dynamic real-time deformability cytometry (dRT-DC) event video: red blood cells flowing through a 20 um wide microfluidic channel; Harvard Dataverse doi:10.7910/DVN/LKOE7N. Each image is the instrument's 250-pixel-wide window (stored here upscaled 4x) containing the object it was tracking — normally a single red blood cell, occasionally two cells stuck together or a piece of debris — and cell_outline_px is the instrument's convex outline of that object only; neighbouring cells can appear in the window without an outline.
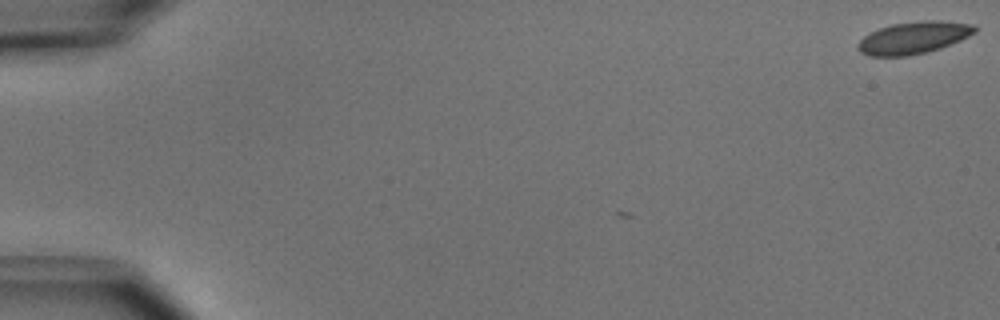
{"species": "common noctule bat (a hibernating species)", "species_latin": "Nyctalus noctula", "temperature_condition": "cold", "stored_images_in_passage": 4, "camera_frame_rate_fps": 3000, "um_per_image_px": 0.085, "animal": {"sex": "male", "body_mass_g": 15.6}, "frame": {"image": 1, "passage_image": 1, "time_ms": 0.0, "image_size_px": [1000, 320], "cell_outline_px": [[980, 28], [976, 32], [960, 40], [940, 48], [908, 56], [868, 56], [860, 52], [856, 48], [856, 44], [864, 36], [880, 28], [892, 24], [924, 20], [940, 20], [972, 24]], "centroid_in_image_um": [77.65, 3.2], "position_along_channel_um": 7.3, "area_um2": 21.91}}